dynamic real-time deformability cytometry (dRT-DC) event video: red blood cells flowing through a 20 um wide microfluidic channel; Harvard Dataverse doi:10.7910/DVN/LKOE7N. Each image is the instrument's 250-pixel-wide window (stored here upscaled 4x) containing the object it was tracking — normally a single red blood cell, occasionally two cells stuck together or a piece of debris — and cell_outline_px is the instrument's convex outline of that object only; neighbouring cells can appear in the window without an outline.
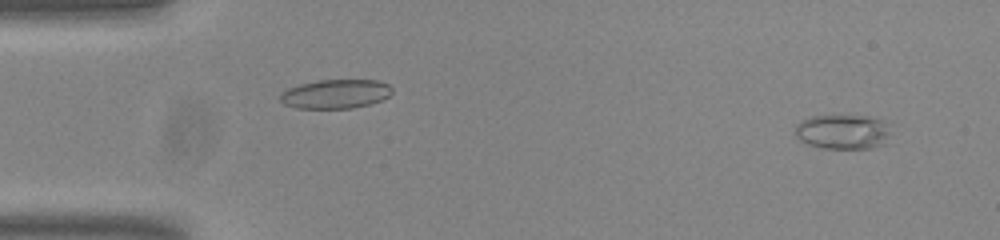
{"species": "common noctule bat (a hibernating species)", "species_latin": "Nyctalus noctula", "temperature_condition": "room temperature", "stored_images_in_passage": 54, "camera_frame_rate_fps": 3000, "um_per_image_px": 0.085, "animal": {"sex": "male", "body_mass_g": 20.0, "forearm_length_mm": 53.3}, "frame": {"image": 1, "passage_image": 4, "time_ms": 1.0, "image_size_px": [1000, 240], "cell_outline_px": [[888, 136], [884, 144], [868, 148], [820, 148], [808, 144], [800, 140], [796, 136], [796, 124], [808, 116], [868, 116], [880, 120], [884, 124], [888, 132]], "centroid_in_image_um": [71.57, 11.2], "position_along_channel_um": 13.4, "area_um2": 18.96}}
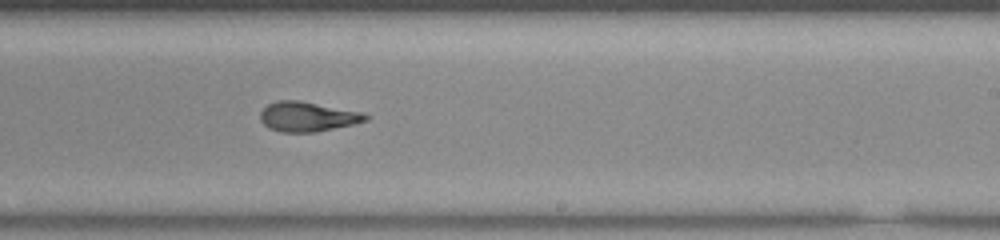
{"frame": {"image": 2, "passage_image": 33, "time_ms": 10.667, "image_size_px": [1000, 240], "cell_outline_px": [[372, 116], [368, 120], [352, 124], [316, 132], [280, 132], [268, 128], [260, 120], [260, 112], [268, 104], [276, 100], [300, 100], [360, 112]], "centroid_in_image_um": [26.11, 9.91], "position_along_channel_um": 262.9, "area_um2": 18.26}}
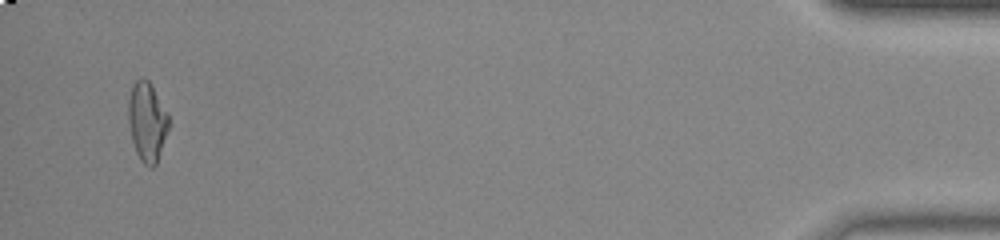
{"frame": {"image": 3, "passage_image": 52, "time_ms": 17.0, "image_size_px": [1000, 240], "cell_outline_px": [[168, 128], [156, 164], [152, 168], [148, 168], [140, 160], [136, 152], [132, 140], [128, 120], [128, 100], [132, 84], [140, 76], [144, 76], [152, 84], [168, 112]], "centroid_in_image_um": [12.49, 10.29], "position_along_channel_um": 422.7, "area_um2": 18.84}, "authors_computed_cell_mechanics": {"area_um2": 18.5249, "velocity_mm_per_s": 3.8244, "shape_relaxation_time_tau1_ms": 6.0769, "shape_relaxation_time_tau2_ms": 1.5336, "deformation_change_tau1": 0.2054, "deformation_change_tau2": 0.0896}}